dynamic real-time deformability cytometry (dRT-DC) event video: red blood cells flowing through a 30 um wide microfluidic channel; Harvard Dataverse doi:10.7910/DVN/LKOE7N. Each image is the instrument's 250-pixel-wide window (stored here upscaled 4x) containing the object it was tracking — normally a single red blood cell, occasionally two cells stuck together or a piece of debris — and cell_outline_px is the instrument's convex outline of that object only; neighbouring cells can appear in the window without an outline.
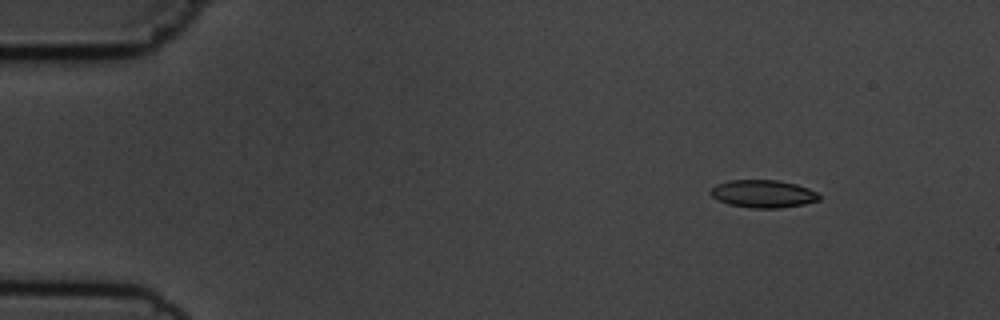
{"species": "common noctule bat (a hibernating species)", "species_latin": "Nyctalus noctula", "temperature_condition": "cold", "stored_images_in_passage": 5, "camera_frame_rate_fps": 3000, "um_per_image_px": 0.085, "animal": {"sex": "male", "body_mass_g": 19.5, "forearm_length_mm": 54.6}, "frame": {"image": 1, "passage_image": 2, "time_ms": 1.333, "image_size_px": [1000, 320], "cell_outline_px": [[820, 200], [804, 204], [780, 208], [752, 208], [728, 204], [716, 200], [708, 192], [716, 184], [728, 180], [776, 180], [796, 184], [808, 188], [816, 192], [820, 196]], "centroid_in_image_um": [64.83, 16.47], "position_along_channel_um": 20.2, "area_um2": 17.63}}
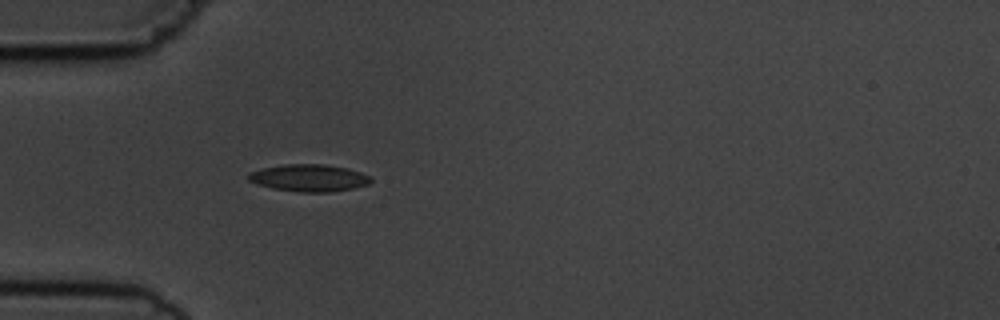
{"frame": {"image": 2, "passage_image": 5, "time_ms": 4.667, "image_size_px": [1000, 320], "cell_outline_px": [[372, 180], [368, 184], [356, 188], [332, 192], [296, 192], [272, 188], [256, 184], [248, 180], [248, 172], [264, 168], [284, 164], [324, 164], [348, 168], [372, 176]], "centroid_in_image_um": [26.29, 15.13], "position_along_channel_um": 58.7, "area_um2": 19.59}}